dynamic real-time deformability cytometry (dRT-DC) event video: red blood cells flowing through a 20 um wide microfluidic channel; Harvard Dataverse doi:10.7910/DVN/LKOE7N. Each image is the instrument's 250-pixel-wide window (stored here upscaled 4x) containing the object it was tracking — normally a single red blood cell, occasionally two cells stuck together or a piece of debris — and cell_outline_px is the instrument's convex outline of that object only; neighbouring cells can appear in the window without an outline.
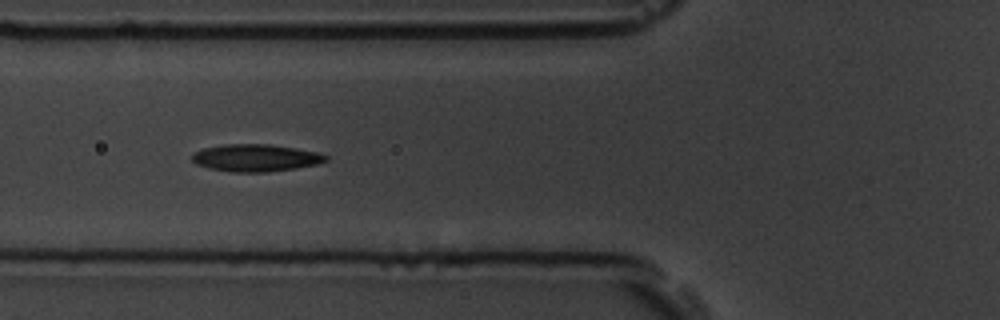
{"species": "common noctule bat (a hibernating species)", "species_latin": "Nyctalus noctula", "temperature_condition": "room temperature", "stored_images_in_passage": 8, "camera_frame_rate_fps": 3000, "um_per_image_px": 0.085, "animal": {"sex": "male", "body_mass_g": 19.5, "forearm_length_mm": 54.6}, "frame": {"image": 1, "passage_image": 3, "time_ms": 2.333, "image_size_px": [1000, 320], "cell_outline_px": [[328, 160], [316, 164], [296, 168], [268, 172], [232, 172], [208, 168], [196, 164], [192, 160], [192, 156], [196, 152], [204, 148], [224, 144], [268, 144], [296, 148], [316, 152], [328, 156]], "centroid_in_image_um": [21.73, 13.42], "position_along_channel_um": 104.1, "area_um2": 21.15}}
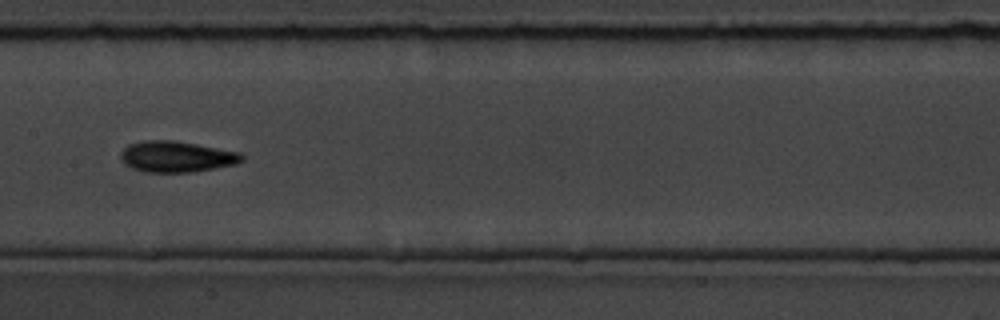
{"frame": {"image": 2, "passage_image": 5, "time_ms": 4.667, "image_size_px": [1000, 320], "cell_outline_px": [[244, 160], [236, 164], [192, 172], [144, 172], [132, 168], [124, 164], [120, 160], [120, 152], [128, 144], [144, 140], [172, 140], [196, 144], [240, 152], [244, 156]], "centroid_in_image_um": [14.97, 13.31], "position_along_channel_um": 192.4, "area_um2": 22.02}}
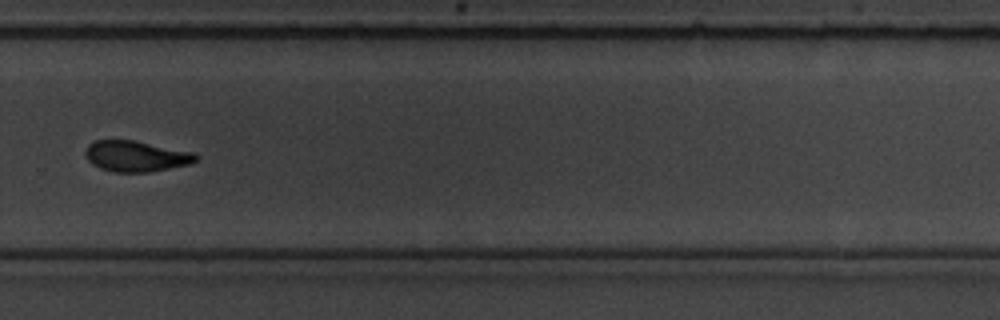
{"frame": {"image": 3, "passage_image": 8, "time_ms": 8.0, "image_size_px": [1000, 320], "cell_outline_px": [[200, 156], [192, 164], [148, 172], [112, 172], [100, 168], [92, 164], [88, 160], [84, 152], [88, 144], [96, 140], [136, 140], [196, 152]], "centroid_in_image_um": [11.6, 13.27], "position_along_channel_um": 318.2, "area_um2": 20.23}}